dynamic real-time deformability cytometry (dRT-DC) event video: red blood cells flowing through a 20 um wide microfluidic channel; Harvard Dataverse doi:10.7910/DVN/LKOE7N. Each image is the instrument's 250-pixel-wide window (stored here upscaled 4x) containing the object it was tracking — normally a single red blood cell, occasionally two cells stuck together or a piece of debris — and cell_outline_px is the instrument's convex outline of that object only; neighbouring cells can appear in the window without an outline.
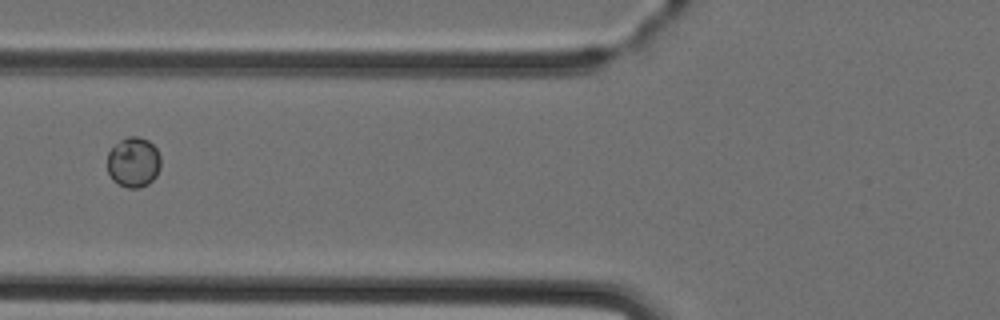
{"species": "Egyptian fruit bat (a non-hibernating species)", "species_latin": "Rousettus aegyptiacus", "temperature_condition": "cold", "stored_images_in_passage": 2, "camera_frame_rate_fps": 3000, "um_per_image_px": 0.085, "animal": {"sex": "female"}, "frame": {"image": 1, "passage_image": 2, "time_ms": 1.333, "image_size_px": [1000, 320], "cell_outline_px": [[160, 168], [156, 176], [148, 184], [140, 188], [128, 188], [116, 184], [112, 180], [108, 172], [108, 152], [120, 140], [128, 136], [136, 136], [148, 140], [156, 148], [160, 156]], "centroid_in_image_um": [11.34, 13.81], "position_along_channel_um": 114.5, "area_um2": 15.72}}